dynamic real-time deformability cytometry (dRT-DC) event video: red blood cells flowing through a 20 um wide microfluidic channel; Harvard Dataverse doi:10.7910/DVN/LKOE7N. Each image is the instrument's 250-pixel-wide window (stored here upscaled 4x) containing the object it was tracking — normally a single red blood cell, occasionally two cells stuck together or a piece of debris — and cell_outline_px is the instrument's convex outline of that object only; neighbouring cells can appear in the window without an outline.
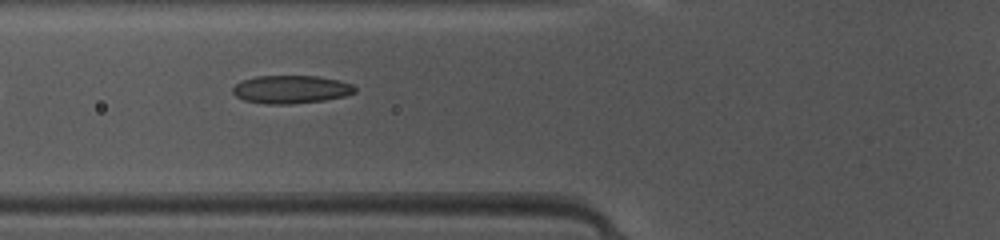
{"species": "common noctule bat (a hibernating species)", "species_latin": "Nyctalus noctula", "temperature_condition": "warm", "stored_images_in_passage": 35, "camera_frame_rate_fps": 3000, "um_per_image_px": 0.085, "animal": {"sex": "female", "body_mass_g": 10.0, "forearm_length_mm": 53.1}, "frame": {"image": 1, "passage_image": 6, "time_ms": 1.667, "image_size_px": [1000, 240], "cell_outline_px": [[356, 92], [344, 96], [324, 100], [288, 104], [264, 104], [244, 100], [236, 96], [232, 92], [232, 88], [240, 80], [256, 76], [316, 76], [340, 80], [352, 84], [356, 88]], "centroid_in_image_um": [24.72, 7.59], "position_along_channel_um": 101.1, "area_um2": 20.06}}
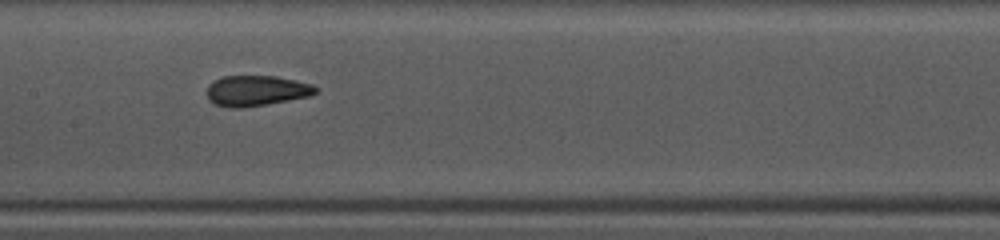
{"frame": {"image": 2, "passage_image": 12, "time_ms": 3.667, "image_size_px": [1000, 240], "cell_outline_px": [[316, 92], [308, 96], [268, 104], [244, 108], [228, 108], [216, 104], [208, 100], [204, 92], [208, 84], [224, 76], [276, 76], [296, 80], [312, 84], [316, 88]], "centroid_in_image_um": [21.72, 7.72], "position_along_channel_um": 185.7, "area_um2": 19.48}}
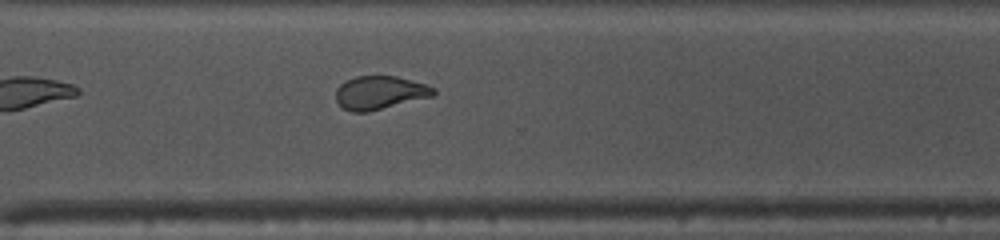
{"frame": {"image": 3, "passage_image": 23, "time_ms": 7.333, "image_size_px": [1000, 240], "cell_outline_px": [[436, 92], [432, 96], [368, 112], [352, 112], [344, 108], [336, 100], [336, 88], [344, 80], [356, 76], [396, 76], [424, 84], [436, 88]], "centroid_in_image_um": [32.25, 7.87], "position_along_channel_um": 338.3, "area_um2": 18.9}, "authors_computed_cell_mechanics": {"area_um2": 19.5364, "velocity_mm_per_s": 4.1875, "shape_relaxation_time_tau1_ms": 8.4584, "shape_relaxation_time_tau2_ms": 1.4263, "deformation_change_tau1": 0.2048, "deformation_change_tau2": 0.0854}}